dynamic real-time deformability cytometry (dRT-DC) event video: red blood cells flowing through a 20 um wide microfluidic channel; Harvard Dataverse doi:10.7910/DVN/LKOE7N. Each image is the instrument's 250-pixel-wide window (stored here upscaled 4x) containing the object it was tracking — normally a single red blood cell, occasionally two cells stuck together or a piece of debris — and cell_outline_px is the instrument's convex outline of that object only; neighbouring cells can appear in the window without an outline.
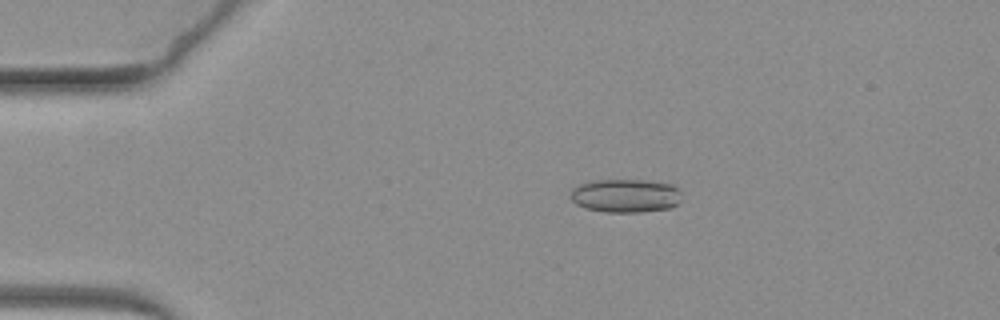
{"species": "common noctule bat (a hibernating species)", "species_latin": "Nyctalus noctula", "temperature_condition": "warm", "stored_images_in_passage": 17, "camera_frame_rate_fps": 3000, "um_per_image_px": 0.085, "animal": {"sex": "female", "body_mass_g": 19.3, "forearm_length_mm": 54.1}, "frame": {"image": 1, "passage_image": 3, "time_ms": 0.667, "image_size_px": [1000, 320], "cell_outline_px": [[680, 200], [672, 208], [640, 212], [604, 212], [584, 208], [576, 204], [568, 196], [572, 188], [580, 184], [592, 180], [644, 180], [672, 184], [680, 192]], "centroid_in_image_um": [53.13, 16.64], "position_along_channel_um": 31.9, "area_um2": 21.91}}
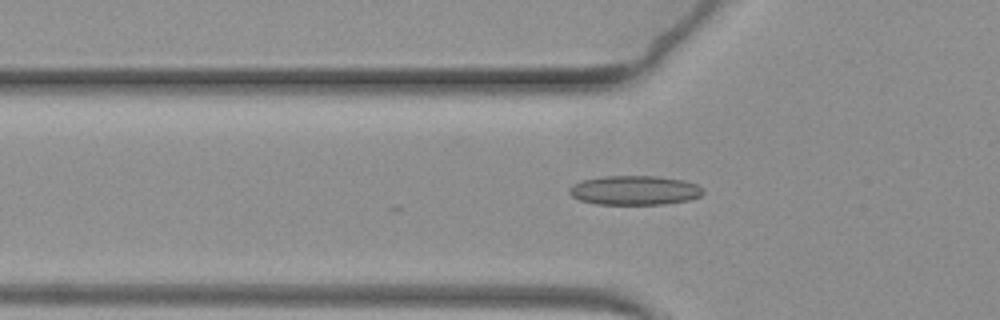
{"frame": {"image": 2, "passage_image": 12, "time_ms": 3.667, "image_size_px": [1000, 320], "cell_outline_px": [[704, 192], [700, 196], [688, 200], [664, 204], [596, 204], [580, 200], [572, 196], [568, 192], [568, 188], [572, 184], [580, 180], [604, 176], [656, 176], [684, 180], [696, 184]], "centroid_in_image_um": [53.89, 16.17], "position_along_channel_um": 71.9, "area_um2": 22.89}}
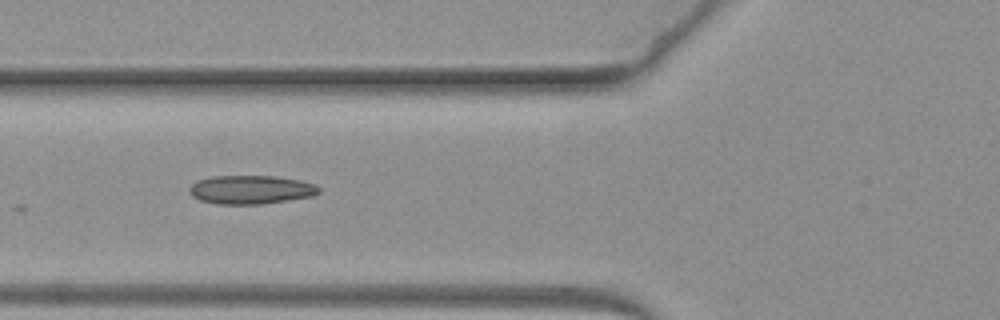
{"frame": {"image": 3, "passage_image": 15, "time_ms": 4.667, "image_size_px": [1000, 320], "cell_outline_px": [[320, 192], [312, 196], [264, 204], [216, 204], [200, 200], [192, 196], [188, 192], [188, 188], [196, 180], [212, 176], [276, 176], [300, 180], [316, 184], [320, 188]], "centroid_in_image_um": [21.31, 16.12], "position_along_channel_um": 104.5, "area_um2": 21.85}}